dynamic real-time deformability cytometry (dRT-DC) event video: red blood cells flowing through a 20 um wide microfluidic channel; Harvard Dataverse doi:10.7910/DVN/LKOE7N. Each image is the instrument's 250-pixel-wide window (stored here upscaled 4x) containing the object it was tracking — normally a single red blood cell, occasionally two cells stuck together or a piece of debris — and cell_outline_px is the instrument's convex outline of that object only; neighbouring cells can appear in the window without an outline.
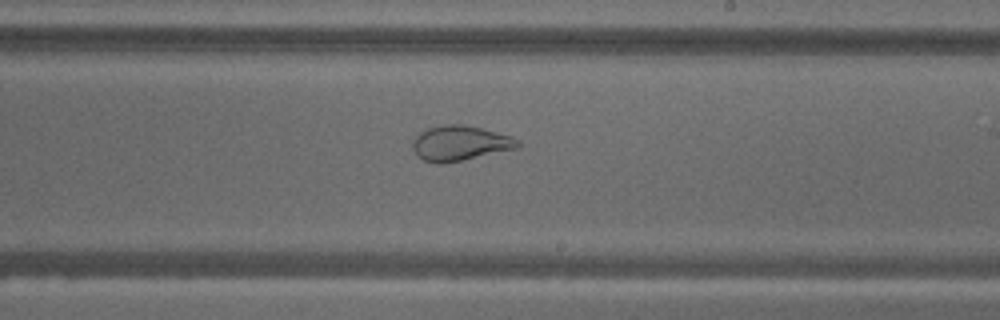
{"species": "common noctule bat (a hibernating species)", "species_latin": "Nyctalus noctula", "temperature_condition": "warm", "stored_images_in_passage": 55, "camera_frame_rate_fps": 3000, "um_per_image_px": 0.085, "animal": {"sex": "male", "body_mass_g": 18.8}, "frame": {"image": 1, "passage_image": 32, "time_ms": 10.333, "image_size_px": [1000, 320], "cell_outline_px": [[520, 148], [440, 164], [436, 164], [424, 160], [416, 156], [412, 148], [412, 140], [420, 132], [428, 128], [444, 124], [464, 124], [512, 136], [520, 140]], "centroid_in_image_um": [39.09, 12.17], "position_along_channel_um": 249.9, "area_um2": 21.56}}